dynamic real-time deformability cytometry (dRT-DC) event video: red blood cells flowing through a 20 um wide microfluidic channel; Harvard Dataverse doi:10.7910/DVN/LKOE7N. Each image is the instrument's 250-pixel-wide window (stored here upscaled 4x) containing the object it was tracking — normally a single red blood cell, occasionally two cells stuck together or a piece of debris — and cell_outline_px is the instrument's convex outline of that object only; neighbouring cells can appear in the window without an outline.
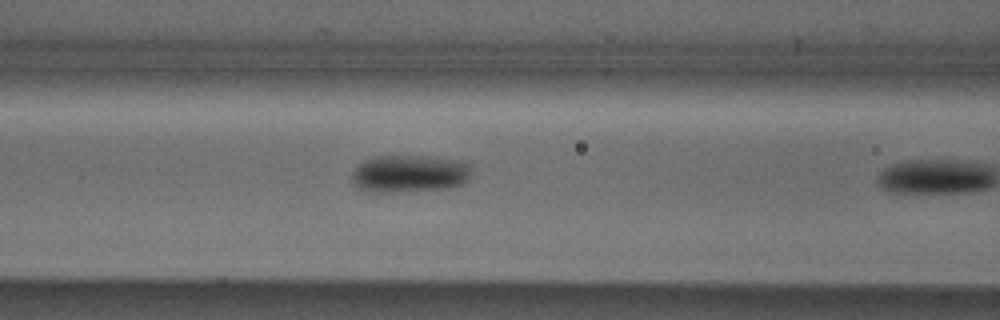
{"species": "Egyptian fruit bat (a non-hibernating species)", "species_latin": "Rousettus aegyptiacus", "temperature_condition": "cold", "stored_images_in_passage": 10, "camera_frame_rate_fps": 3000, "um_per_image_px": 0.085, "animal": {"sex": "male"}, "frame": {"image": 1, "passage_image": 9, "time_ms": 2.667, "image_size_px": [1000, 320], "cell_outline_px": [[472, 168], [468, 180], [464, 184], [448, 188], [392, 192], [368, 192], [352, 184], [352, 172], [364, 160], [372, 156], [424, 156], [452, 160], [468, 164]], "centroid_in_image_um": [34.77, 14.77], "position_along_channel_um": 131.8, "area_um2": 26.07}}